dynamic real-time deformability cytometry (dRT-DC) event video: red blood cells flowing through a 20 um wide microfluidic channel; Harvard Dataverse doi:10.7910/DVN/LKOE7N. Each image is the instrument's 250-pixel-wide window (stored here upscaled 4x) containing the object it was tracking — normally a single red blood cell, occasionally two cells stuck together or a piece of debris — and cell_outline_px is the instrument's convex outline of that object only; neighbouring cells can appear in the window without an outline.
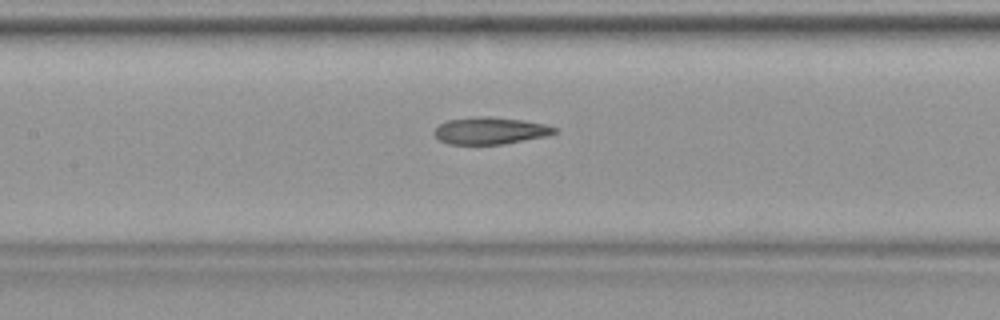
{"species": "common noctule bat (a hibernating species)", "species_latin": "Nyctalus noctula", "temperature_condition": "warm", "stored_images_in_passage": 31, "camera_frame_rate_fps": 3000, "um_per_image_px": 0.085, "animal": {"sex": "female", "body_mass_g": 19.9}, "frame": {"image": 1, "passage_image": 10, "time_ms": 3.0, "image_size_px": [1000, 320], "cell_outline_px": [[560, 132], [544, 136], [504, 144], [448, 144], [440, 140], [432, 132], [440, 124], [448, 120], [476, 116], [492, 116], [524, 120], [544, 124], [556, 128]], "centroid_in_image_um": [41.67, 11.1], "position_along_channel_um": 165.7, "area_um2": 18.96}}